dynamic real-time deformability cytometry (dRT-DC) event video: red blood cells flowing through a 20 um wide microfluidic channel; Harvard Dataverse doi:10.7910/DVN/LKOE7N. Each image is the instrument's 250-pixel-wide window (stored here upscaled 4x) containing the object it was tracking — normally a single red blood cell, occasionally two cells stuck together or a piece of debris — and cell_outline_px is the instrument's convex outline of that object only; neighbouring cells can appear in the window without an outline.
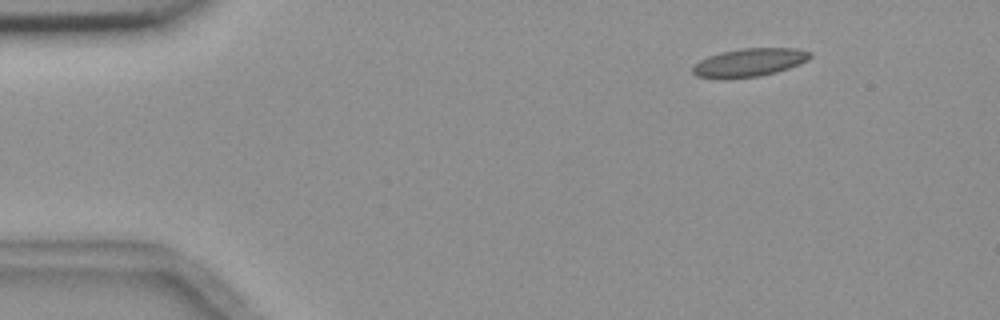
{"species": "common noctule bat (a hibernating species)", "species_latin": "Nyctalus noctula", "temperature_condition": "room temperature", "stored_images_in_passage": 2, "camera_frame_rate_fps": 3000, "um_per_image_px": 0.085, "animal": {"sex": "female", "body_mass_g": 18.4}, "frame": {"image": 1, "passage_image": 2, "time_ms": 1.333, "image_size_px": [1000, 320], "cell_outline_px": [[812, 56], [808, 60], [788, 68], [776, 72], [760, 76], [696, 76], [692, 72], [692, 68], [700, 60], [708, 56], [720, 52], [744, 48], [796, 48], [812, 52]], "centroid_in_image_um": [63.77, 5.26], "position_along_channel_um": 21.2, "area_um2": 18.61}}